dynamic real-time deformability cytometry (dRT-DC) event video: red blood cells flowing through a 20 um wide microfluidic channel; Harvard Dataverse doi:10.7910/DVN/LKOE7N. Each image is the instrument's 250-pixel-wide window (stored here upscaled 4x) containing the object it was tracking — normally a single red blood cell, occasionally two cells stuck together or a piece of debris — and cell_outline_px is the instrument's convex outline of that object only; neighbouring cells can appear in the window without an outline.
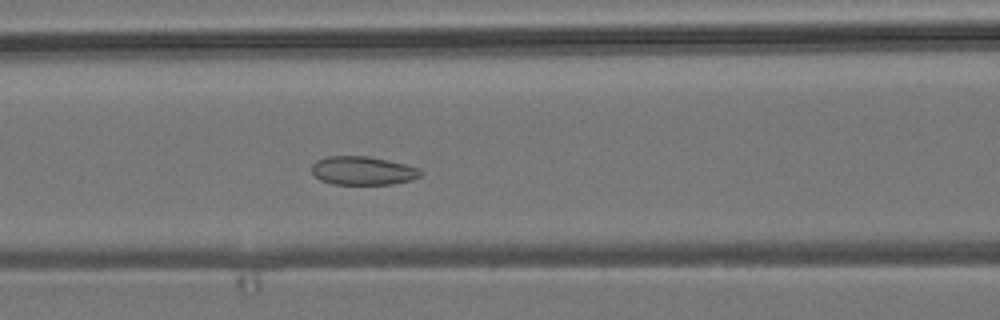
{"species": "common noctule bat (a hibernating species)", "species_latin": "Nyctalus noctula", "temperature_condition": "room temperature", "stored_images_in_passage": 42, "camera_frame_rate_fps": 3000, "um_per_image_px": 0.085, "animal": {"sex": "male", "body_mass_g": 19.2, "forearm_length_mm": 51.8}, "frame": {"image": 1, "passage_image": 11, "time_ms": 3.333, "image_size_px": [1000, 320], "cell_outline_px": [[424, 172], [420, 176], [412, 180], [392, 184], [332, 184], [320, 180], [312, 172], [312, 164], [316, 160], [324, 156], [368, 156], [388, 160], [420, 168]], "centroid_in_image_um": [30.85, 14.5], "position_along_channel_um": 135.8, "area_um2": 18.26}}
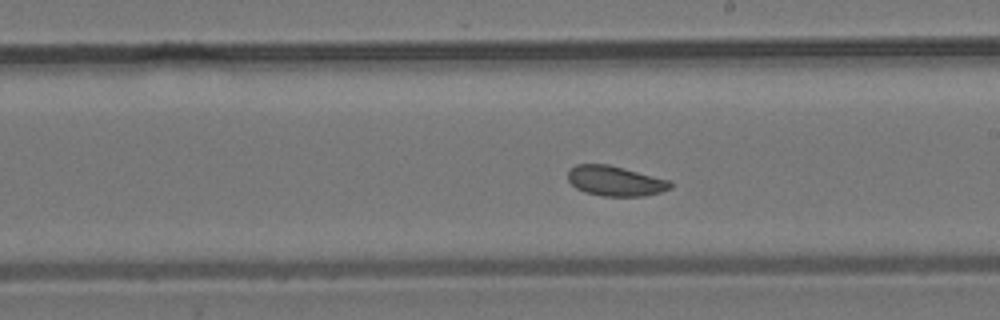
{"frame": {"image": 2, "passage_image": 19, "time_ms": 6.0, "image_size_px": [1000, 320], "cell_outline_px": [[672, 188], [660, 192], [644, 196], [600, 196], [584, 192], [576, 188], [568, 180], [568, 168], [576, 164], [608, 164], [624, 168], [668, 180], [672, 184]], "centroid_in_image_um": [52.25, 15.38], "position_along_channel_um": 236.7, "area_um2": 17.98}}
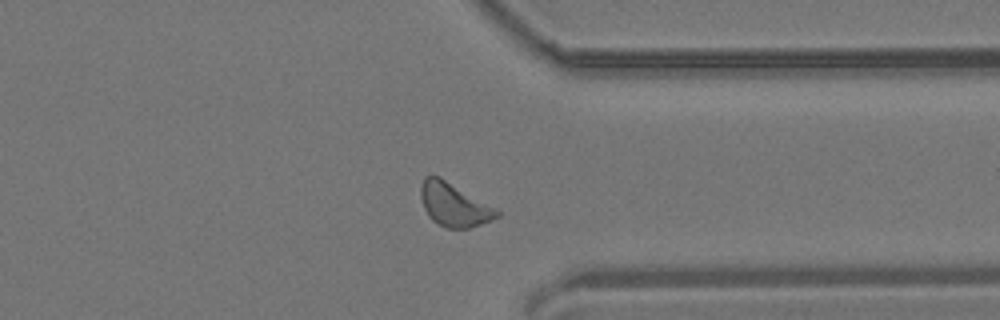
{"frame": {"image": 3, "passage_image": 30, "time_ms": 9.667, "image_size_px": [1000, 320], "cell_outline_px": [[500, 216], [480, 224], [468, 228], [448, 228], [432, 220], [428, 216], [424, 208], [420, 196], [420, 184], [424, 176], [440, 176], [496, 208], [500, 212]], "centroid_in_image_um": [38.56, 17.38], "position_along_channel_um": 372.8, "area_um2": 19.19}, "authors_computed_cell_mechanics": {"area_um2": 18.9006, "velocity_mm_per_s": 3.7985, "shape_relaxation_time_tau1_ms": null, "shape_relaxation_time_tau2_ms": 9.5816, "deformation_change_tau1": null, "deformation_change_tau2": 0.1562}}